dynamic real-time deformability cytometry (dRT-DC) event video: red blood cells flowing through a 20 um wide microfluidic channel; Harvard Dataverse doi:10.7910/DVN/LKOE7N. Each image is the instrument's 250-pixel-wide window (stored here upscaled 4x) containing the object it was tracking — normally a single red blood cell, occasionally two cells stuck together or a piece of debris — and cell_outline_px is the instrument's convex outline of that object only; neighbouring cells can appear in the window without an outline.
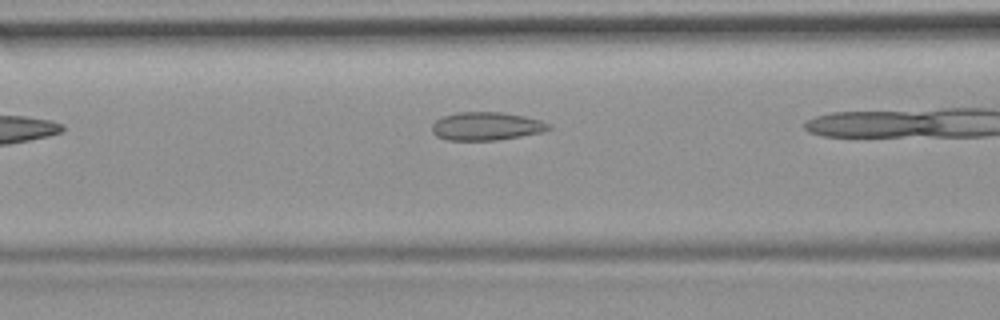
{"species": "common noctule bat (a hibernating species)", "species_latin": "Nyctalus noctula", "temperature_condition": "room temperature", "stored_images_in_passage": 7, "camera_frame_rate_fps": 3000, "um_per_image_px": 0.085, "animal": {"sex": "female", "body_mass_g": 19.9}, "frame": {"image": 1, "passage_image": 5, "time_ms": 1.333, "image_size_px": [1000, 320], "cell_outline_px": [[552, 128], [544, 132], [496, 140], [444, 140], [436, 136], [432, 132], [432, 124], [436, 120], [444, 116], [456, 112], [500, 112], [524, 116], [540, 120], [548, 124]], "centroid_in_image_um": [41.32, 10.73], "position_along_channel_um": 125.3, "area_um2": 19.19}}